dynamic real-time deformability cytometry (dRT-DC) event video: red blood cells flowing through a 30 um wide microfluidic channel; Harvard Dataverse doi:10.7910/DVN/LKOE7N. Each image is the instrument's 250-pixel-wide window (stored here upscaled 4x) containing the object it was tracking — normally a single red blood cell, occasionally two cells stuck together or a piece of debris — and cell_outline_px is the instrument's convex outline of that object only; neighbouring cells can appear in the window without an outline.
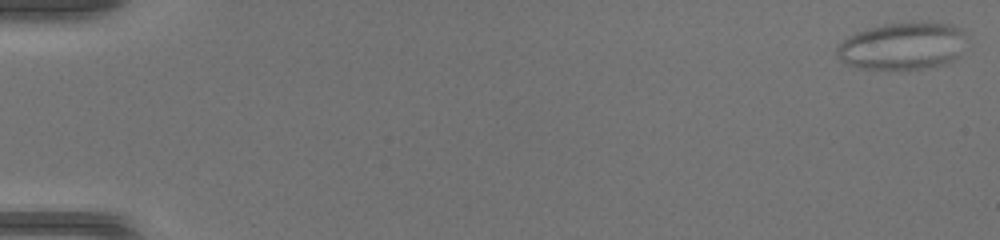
{"species": "common noctule bat (a hibernating species)", "species_latin": "Nyctalus noctula", "temperature_condition": "warm", "stored_images_in_passage": 48, "camera_frame_rate_fps": 3000, "um_per_image_px": 0.085, "animal": {"sex": "female", "body_mass_g": 17.0, "forearm_length_mm": 48.0}, "frame": {"image": 1, "passage_image": 1, "time_ms": 0.0, "image_size_px": [1000, 240], "cell_outline_px": [[964, 32], [960, 56], [944, 64], [920, 68], [856, 68], [840, 60], [836, 52], [836, 48], [848, 36], [856, 32], [868, 28], [884, 24], [920, 20], [952, 24], [960, 28]], "centroid_in_image_um": [76.71, 3.87], "position_along_channel_um": 8.3, "area_um2": 35.72}}
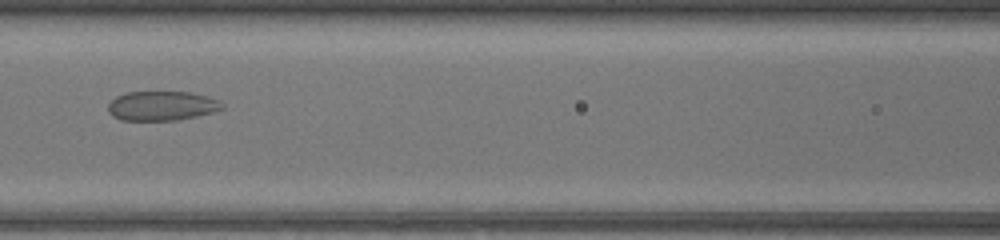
{"frame": {"image": 2, "passage_image": 23, "time_ms": 7.333, "image_size_px": [1000, 240], "cell_outline_px": [[224, 108], [212, 112], [196, 116], [176, 120], [120, 120], [112, 116], [108, 112], [108, 104], [116, 96], [124, 92], [192, 92], [220, 100], [224, 104]], "centroid_in_image_um": [13.74, 8.99], "position_along_channel_um": 152.9, "area_um2": 19.65}}
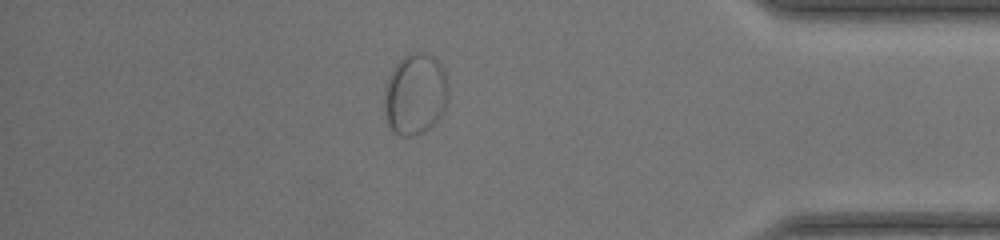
{"frame": {"image": 3, "passage_image": 42, "time_ms": 13.667, "image_size_px": [1000, 240], "cell_outline_px": [[448, 100], [444, 112], [424, 132], [416, 136], [400, 136], [388, 124], [384, 112], [384, 88], [388, 76], [392, 68], [408, 52], [424, 52], [436, 56], [444, 68], [448, 84]], "centroid_in_image_um": [35.31, 7.97], "position_along_channel_um": 399.9, "area_um2": 30.98}}